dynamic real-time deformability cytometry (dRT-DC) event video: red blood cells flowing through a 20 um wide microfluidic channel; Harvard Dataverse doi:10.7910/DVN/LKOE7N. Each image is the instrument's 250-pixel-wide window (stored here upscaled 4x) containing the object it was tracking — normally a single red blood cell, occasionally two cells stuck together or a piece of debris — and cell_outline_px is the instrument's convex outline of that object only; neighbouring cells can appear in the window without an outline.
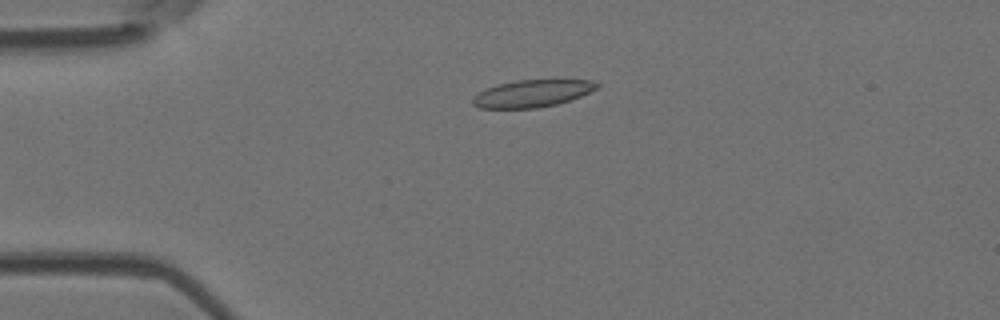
{"species": "Egyptian fruit bat (a non-hibernating species)", "species_latin": "Rousettus aegyptiacus", "temperature_condition": "room temperature", "stored_images_in_passage": 2, "camera_frame_rate_fps": 3000, "um_per_image_px": 0.085, "animal": {"sex": "female"}, "frame": {"image": 1, "passage_image": 1, "time_ms": 0.0, "image_size_px": [1000, 320], "cell_outline_px": [[600, 84], [596, 88], [580, 96], [556, 104], [536, 108], [480, 108], [472, 104], [472, 96], [496, 84], [516, 80], [592, 80]], "centroid_in_image_um": [45.19, 7.94], "position_along_channel_um": 39.8, "area_um2": 19.48}}